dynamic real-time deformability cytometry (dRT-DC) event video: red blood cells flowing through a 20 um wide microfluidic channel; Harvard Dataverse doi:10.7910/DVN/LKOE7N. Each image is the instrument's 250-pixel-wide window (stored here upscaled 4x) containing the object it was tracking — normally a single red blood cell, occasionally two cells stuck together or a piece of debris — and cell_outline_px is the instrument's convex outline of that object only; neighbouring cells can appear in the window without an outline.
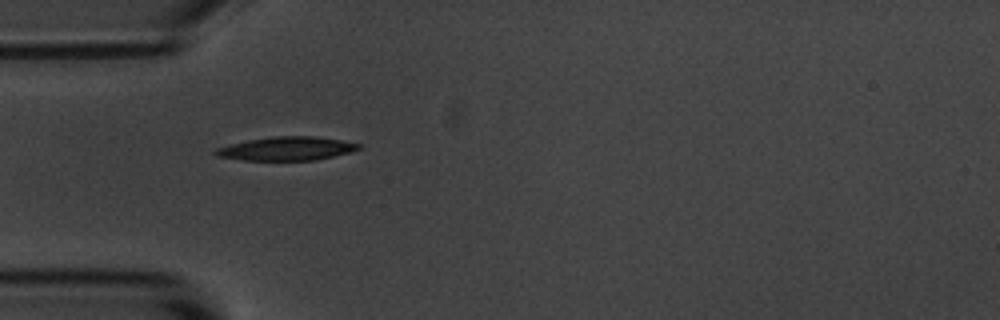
{"species": "common noctule bat (a hibernating species)", "species_latin": "Nyctalus noctula", "temperature_condition": "room temperature", "stored_images_in_passage": 3, "camera_frame_rate_fps": 3000, "um_per_image_px": 0.085, "animal": {"sex": "male", "body_mass_g": 20.1, "forearm_length_mm": 53.5}, "frame": {"image": 1, "passage_image": 2, "time_ms": 0.333, "image_size_px": [1000, 320], "cell_outline_px": [[360, 148], [352, 152], [316, 160], [244, 160], [216, 156], [212, 152], [216, 148], [248, 140], [272, 136], [316, 136], [340, 140], [360, 144]], "centroid_in_image_um": [24.36, 12.63], "position_along_channel_um": 60.6, "area_um2": 19.65}}